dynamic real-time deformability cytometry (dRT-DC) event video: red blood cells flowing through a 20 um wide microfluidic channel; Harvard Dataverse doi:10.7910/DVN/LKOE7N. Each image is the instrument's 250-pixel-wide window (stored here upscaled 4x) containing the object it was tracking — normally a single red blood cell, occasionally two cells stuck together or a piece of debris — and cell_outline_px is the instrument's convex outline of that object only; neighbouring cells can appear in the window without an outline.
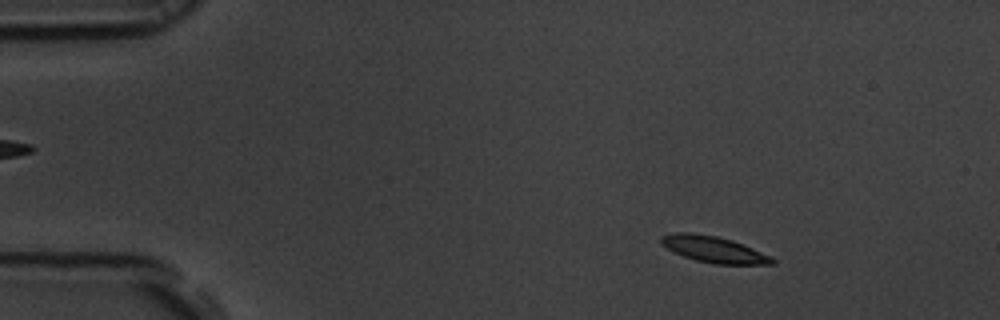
{"species": "common noctule bat (a hibernating species)", "species_latin": "Nyctalus noctula", "temperature_condition": "room temperature", "stored_images_in_passage": 55, "camera_frame_rate_fps": 3000, "um_per_image_px": 0.085, "animal": {"sex": "male", "body_mass_g": 19.5, "forearm_length_mm": 54.6}, "frame": {"image": 1, "passage_image": 8, "time_ms": 2.333, "image_size_px": [1000, 320], "cell_outline_px": [[776, 264], [716, 264], [696, 260], [684, 256], [660, 244], [660, 236], [672, 232], [692, 232], [716, 236], [732, 240], [772, 256], [776, 260]], "centroid_in_image_um": [60.67, 21.18], "position_along_channel_um": 24.3, "area_um2": 16.99}}
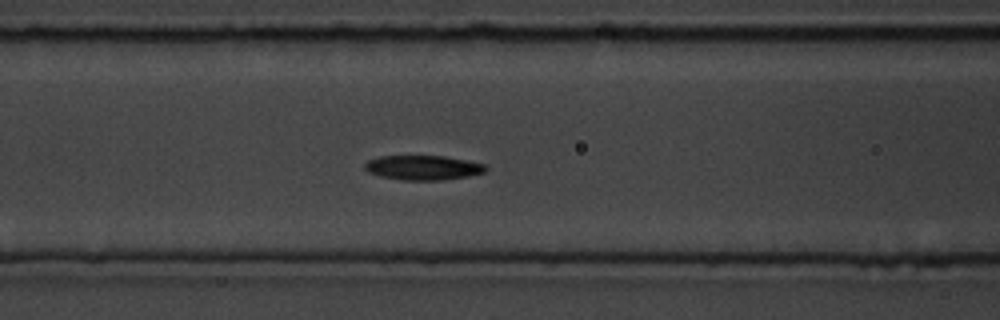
{"frame": {"image": 2, "passage_image": 23, "time_ms": 7.333, "image_size_px": [1000, 320], "cell_outline_px": [[488, 168], [484, 172], [468, 176], [440, 180], [404, 180], [380, 176], [368, 172], [364, 168], [364, 164], [368, 160], [380, 156], [444, 156], [468, 160], [484, 164]], "centroid_in_image_um": [35.95, 14.24], "position_along_channel_um": 130.6, "area_um2": 17.28}}
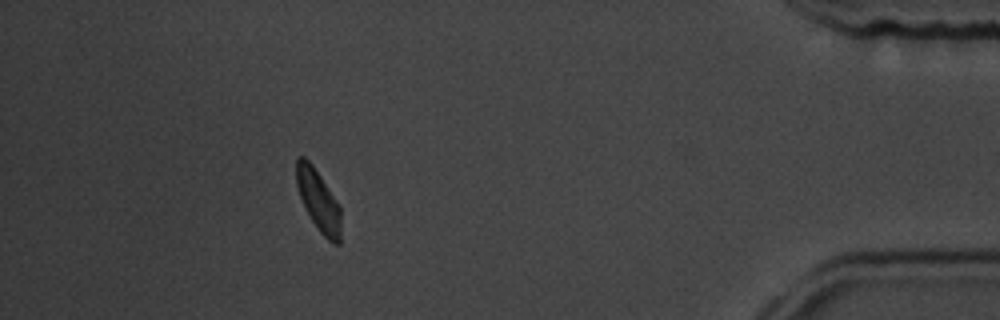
{"frame": {"image": 3, "passage_image": 50, "time_ms": 16.333, "image_size_px": [1000, 320], "cell_outline_px": [[340, 244], [332, 244], [320, 232], [312, 220], [300, 196], [296, 184], [296, 156], [304, 156], [312, 164], [340, 204]], "centroid_in_image_um": [27.07, 17.02], "position_along_channel_um": 408.1, "area_um2": 15.84}, "authors_computed_cell_mechanics": {"area_um2": 17.2822, "velocity_mm_per_s": 3.6826, "shape_relaxation_time_tau1_ms": 3.4226, "shape_relaxation_time_tau2_ms": null, "deformation_change_tau1": 0.111, "deformation_change_tau2": null}}